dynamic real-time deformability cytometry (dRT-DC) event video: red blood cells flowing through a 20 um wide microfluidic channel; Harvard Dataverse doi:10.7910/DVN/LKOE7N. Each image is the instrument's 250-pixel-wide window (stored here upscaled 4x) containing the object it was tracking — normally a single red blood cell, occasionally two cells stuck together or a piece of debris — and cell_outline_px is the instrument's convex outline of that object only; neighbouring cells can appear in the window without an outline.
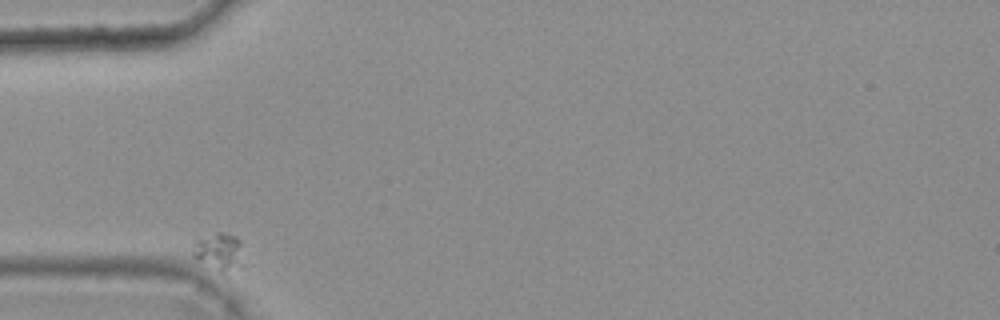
{"species": "common noctule bat (a hibernating species)", "species_latin": "Nyctalus noctula", "temperature_condition": "warm", "stored_images_in_passage": 35, "camera_frame_rate_fps": 3000, "um_per_image_px": 0.085, "animal": {"sex": "female", "body_mass_g": 25.1}, "frame": {"image": 1, "passage_image": 1, "time_ms": 0.0, "image_size_px": [1000, 320], "cell_outline_px": [[244, 268], [224, 276], [196, 256], [192, 252], [192, 248], [200, 240], [216, 232], [224, 232], [236, 236], [240, 240], [244, 264]], "centroid_in_image_um": [18.77, 21.47], "position_along_channel_um": 66.2, "area_um2": 11.21}}